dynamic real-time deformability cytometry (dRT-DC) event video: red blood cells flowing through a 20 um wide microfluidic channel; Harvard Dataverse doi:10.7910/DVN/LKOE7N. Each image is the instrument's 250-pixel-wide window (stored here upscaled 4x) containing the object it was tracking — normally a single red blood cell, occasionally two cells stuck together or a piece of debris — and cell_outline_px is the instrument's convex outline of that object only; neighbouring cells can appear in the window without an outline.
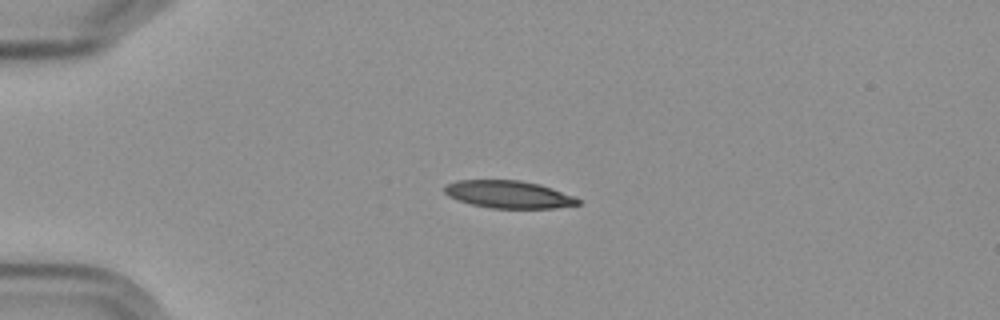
{"species": "Egyptian fruit bat (a non-hibernating species)", "species_latin": "Rousettus aegyptiacus", "temperature_condition": "cold", "stored_images_in_passage": 4, "camera_frame_rate_fps": 3000, "um_per_image_px": 0.085, "frame": {"image": 1, "passage_image": 3, "time_ms": 2.667, "image_size_px": [1000, 320], "cell_outline_px": [[580, 204], [556, 208], [492, 208], [472, 204], [448, 196], [444, 192], [444, 188], [448, 184], [456, 180], [520, 180], [540, 184], [576, 196], [580, 200]], "centroid_in_image_um": [43.28, 16.52], "position_along_channel_um": 41.7, "area_um2": 21.39}}